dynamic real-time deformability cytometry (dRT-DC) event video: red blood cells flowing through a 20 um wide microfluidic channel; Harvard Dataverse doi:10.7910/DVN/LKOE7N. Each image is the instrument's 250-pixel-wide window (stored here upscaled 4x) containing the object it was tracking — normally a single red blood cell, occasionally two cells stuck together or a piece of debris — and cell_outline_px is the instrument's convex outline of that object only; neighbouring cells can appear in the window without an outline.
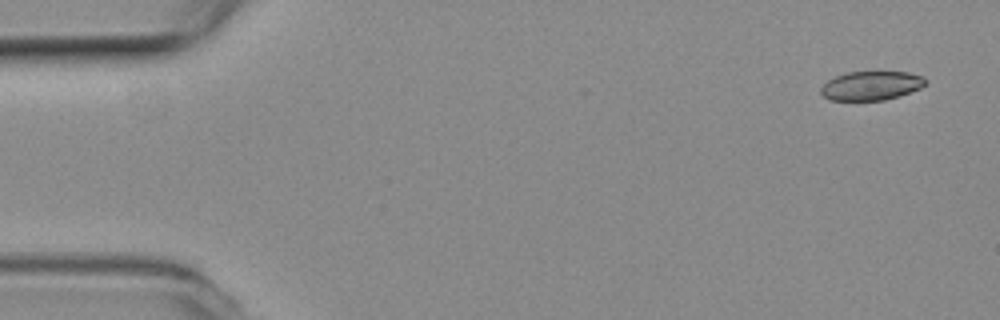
{"species": "common noctule bat (a hibernating species)", "species_latin": "Nyctalus noctula", "temperature_condition": "room temperature", "stored_images_in_passage": 5, "camera_frame_rate_fps": 3000, "um_per_image_px": 0.085, "animal": {"sex": "female", "body_mass_g": 19.3, "forearm_length_mm": 54.1}, "frame": {"image": 1, "passage_image": 1, "time_ms": 0.0, "image_size_px": [1000, 320], "cell_outline_px": [[928, 80], [920, 88], [900, 96], [884, 100], [828, 100], [820, 92], [820, 88], [828, 80], [836, 76], [848, 72], [908, 72], [924, 76]], "centroid_in_image_um": [74.07, 7.28], "position_along_channel_um": 10.9, "area_um2": 17.69}}
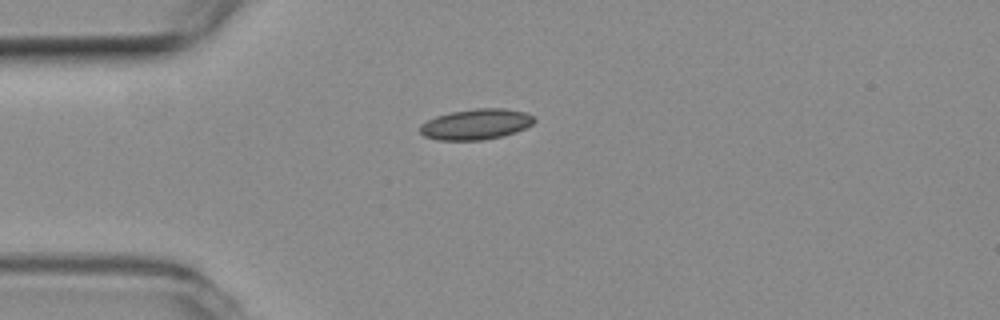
{"frame": {"image": 2, "passage_image": 3, "time_ms": 0.667, "image_size_px": [1000, 320], "cell_outline_px": [[536, 120], [532, 124], [524, 128], [504, 136], [484, 140], [436, 140], [424, 136], [420, 132], [420, 124], [436, 116], [452, 112], [476, 108], [504, 108], [524, 112], [532, 116]], "centroid_in_image_um": [40.44, 10.57], "position_along_channel_um": 44.6, "area_um2": 20.35}}
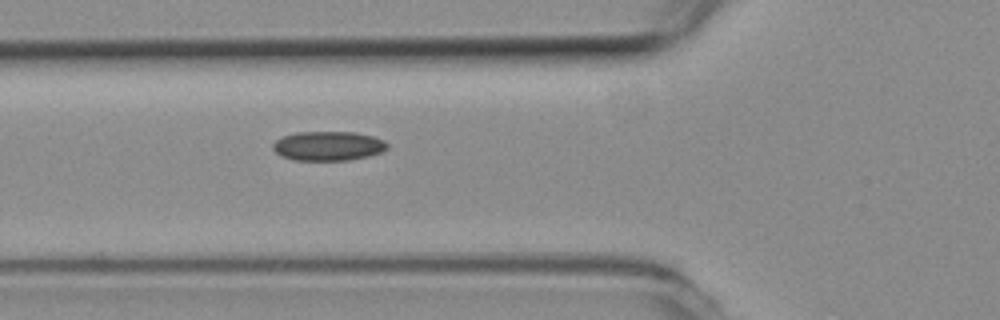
{"frame": {"image": 3, "passage_image": 5, "time_ms": 1.333, "image_size_px": [1000, 320], "cell_outline_px": [[388, 148], [380, 152], [368, 156], [348, 160], [292, 160], [280, 156], [272, 148], [272, 144], [276, 140], [284, 136], [296, 132], [356, 132], [372, 136], [384, 140], [388, 144]], "centroid_in_image_um": [27.88, 12.4], "position_along_channel_um": 97.9, "area_um2": 19.59}}